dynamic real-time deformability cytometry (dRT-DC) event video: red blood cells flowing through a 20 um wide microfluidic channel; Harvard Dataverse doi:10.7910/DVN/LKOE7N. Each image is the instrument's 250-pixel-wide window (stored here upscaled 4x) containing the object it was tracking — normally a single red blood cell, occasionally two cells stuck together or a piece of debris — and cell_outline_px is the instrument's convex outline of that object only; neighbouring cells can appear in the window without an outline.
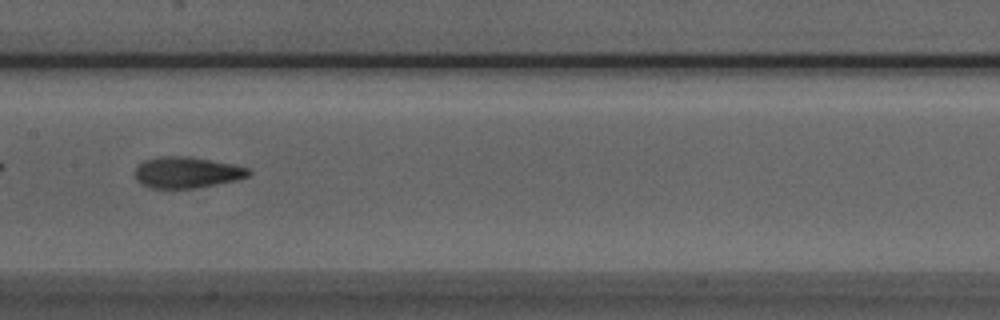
{"species": "Egyptian fruit bat (a non-hibernating species)", "species_latin": "Rousettus aegyptiacus", "temperature_condition": "room temperature", "stored_images_in_passage": 38, "camera_frame_rate_fps": 3000, "um_per_image_px": 0.085, "animal": {"sex": "male"}, "frame": {"image": 1, "passage_image": 12, "time_ms": 3.667, "image_size_px": [1000, 320], "cell_outline_px": [[252, 172], [248, 176], [236, 180], [216, 184], [192, 188], [152, 188], [140, 184], [136, 180], [136, 168], [144, 160], [160, 156], [188, 156], [232, 164], [248, 168]], "centroid_in_image_um": [15.87, 14.65], "position_along_channel_um": 191.5, "area_um2": 20.46}}
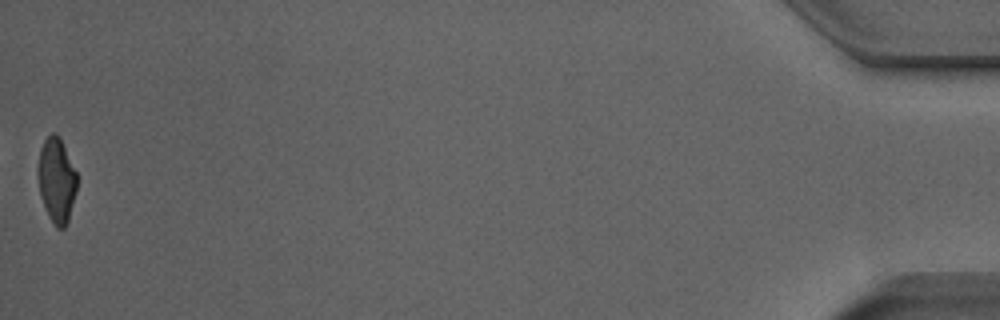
{"frame": {"image": 2, "passage_image": 38, "time_ms": 12.333, "image_size_px": [1000, 320], "cell_outline_px": [[76, 192], [68, 220], [64, 228], [56, 228], [48, 216], [40, 196], [40, 148], [44, 140], [52, 132], [56, 132], [76, 172]], "centroid_in_image_um": [4.82, 15.36], "position_along_channel_um": 430.4, "area_um2": 18.5}, "authors_computed_cell_mechanics": {"area_um2": 20.4034, "velocity_mm_per_s": 3.98, "shape_relaxation_time_tau1_ms": 8.6623, "shape_relaxation_time_tau2_ms": 1.8129, "deformation_change_tau1": 0.2361, "deformation_change_tau2": 0.0975}}